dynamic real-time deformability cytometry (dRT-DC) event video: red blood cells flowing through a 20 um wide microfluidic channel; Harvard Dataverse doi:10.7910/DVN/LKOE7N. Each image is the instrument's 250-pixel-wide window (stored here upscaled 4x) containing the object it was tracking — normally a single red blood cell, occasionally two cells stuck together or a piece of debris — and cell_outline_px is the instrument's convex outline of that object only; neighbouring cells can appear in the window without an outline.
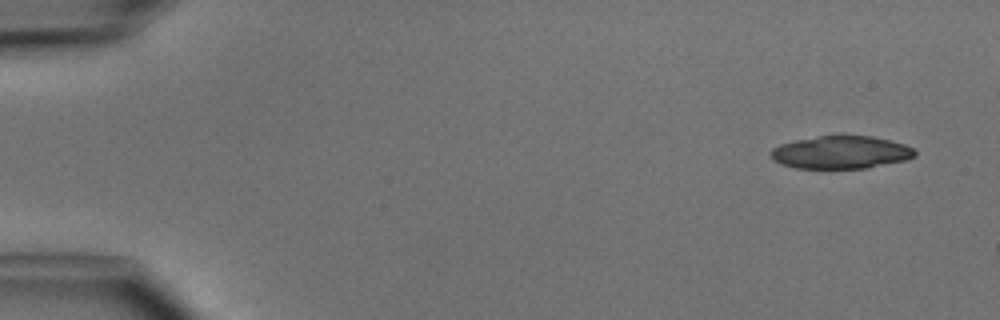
{"species": "common noctule bat (a hibernating species)", "species_latin": "Nyctalus noctula", "temperature_condition": "cold", "stored_images_in_passage": 2, "camera_frame_rate_fps": 3000, "um_per_image_px": 0.085, "animal": {"sex": "male", "body_mass_g": 15.6}, "frame": {"image": 1, "passage_image": 1, "time_ms": 0.0, "image_size_px": [1000, 320], "cell_outline_px": [[916, 156], [904, 160], [864, 168], [796, 168], [780, 164], [772, 160], [768, 156], [768, 152], [772, 148], [780, 144], [796, 140], [840, 132], [844, 132], [872, 136], [904, 144], [912, 148], [916, 152]], "centroid_in_image_um": [71.41, 12.91], "position_along_channel_um": 13.6, "area_um2": 28.26}}